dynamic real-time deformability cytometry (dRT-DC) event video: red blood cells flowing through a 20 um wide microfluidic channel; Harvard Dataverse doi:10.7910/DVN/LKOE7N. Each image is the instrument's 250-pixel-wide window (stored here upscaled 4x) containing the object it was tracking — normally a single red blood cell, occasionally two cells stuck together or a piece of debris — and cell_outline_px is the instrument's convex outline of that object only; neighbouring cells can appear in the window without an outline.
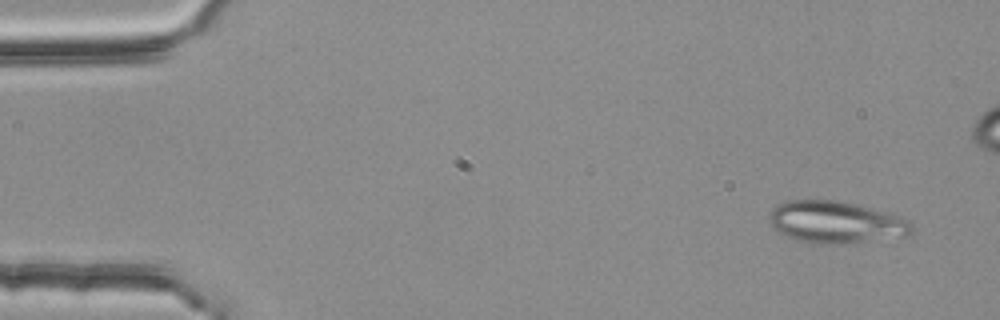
{"species": "common noctule bat (a hibernating species)", "species_latin": "Nyctalus noctula", "temperature_condition": "room temperature", "stored_images_in_passage": 4, "camera_frame_rate_fps": 3000, "um_per_image_px": 0.085, "animal": {"sex": "female", "body_mass_g": 25.1}, "frame": {"image": 1, "passage_image": 1, "time_ms": 0.0, "image_size_px": [1000, 320], "cell_outline_px": [[912, 232], [904, 236], [840, 244], [824, 244], [800, 240], [780, 232], [768, 220], [768, 216], [772, 208], [784, 200], [836, 200], [856, 204], [900, 216], [908, 220], [912, 224]], "centroid_in_image_um": [71.04, 18.86], "position_along_channel_um": 14.0, "area_um2": 34.45}}